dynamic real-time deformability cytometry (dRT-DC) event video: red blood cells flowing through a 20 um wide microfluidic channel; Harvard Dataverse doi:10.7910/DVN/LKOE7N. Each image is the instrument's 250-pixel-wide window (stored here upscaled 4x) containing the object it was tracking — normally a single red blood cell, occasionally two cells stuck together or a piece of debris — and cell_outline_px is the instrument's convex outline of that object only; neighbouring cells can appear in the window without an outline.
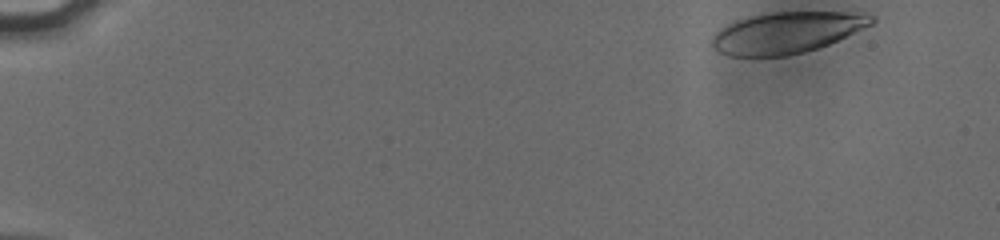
{"species": "human", "species_latin": "Homo sapiens", "temperature_condition": "cold", "stored_images_in_passage": 51, "camera_frame_rate_fps": 3000, "um_per_image_px": 0.085, "donor": {"sex": "male"}, "frame": {"image": 1, "passage_image": 1, "time_ms": 0.0, "image_size_px": [1000, 240], "cell_outline_px": [[876, 20], [872, 24], [828, 44], [804, 52], [788, 56], [728, 56], [712, 48], [712, 36], [720, 28], [736, 20], [748, 16], [768, 12], [864, 12], [876, 16]], "centroid_in_image_um": [66.86, 2.76], "position_along_channel_um": 18.1, "area_um2": 38.55}}
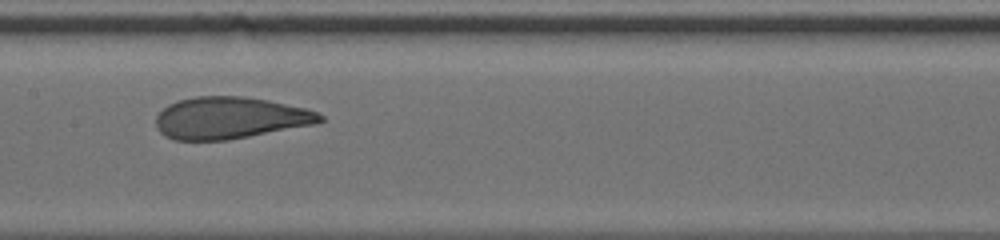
{"frame": {"image": 2, "passage_image": 26, "time_ms": 8.333, "image_size_px": [1000, 240], "cell_outline_px": [[324, 120], [316, 124], [228, 140], [172, 140], [164, 136], [156, 128], [156, 116], [168, 104], [176, 100], [196, 96], [244, 96], [268, 100], [304, 108], [316, 112], [324, 116]], "centroid_in_image_um": [19.52, 10.02], "position_along_channel_um": 187.9, "area_um2": 40.17}}
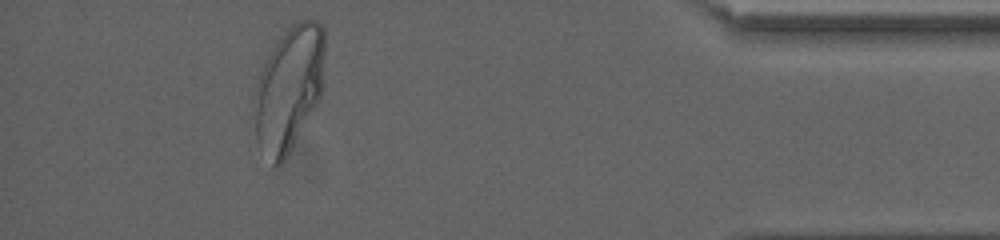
{"frame": {"image": 3, "passage_image": 47, "time_ms": 15.333, "image_size_px": [1000, 240], "cell_outline_px": [[324, 52], [320, 96], [284, 160], [276, 168], [272, 168], [256, 140], [252, 104], [252, 100], [256, 84], [260, 72], [268, 56], [284, 28], [300, 20], [316, 20], [324, 28]], "centroid_in_image_um": [24.5, 7.52], "position_along_channel_um": 410.7, "area_um2": 51.15}, "authors_computed_cell_mechanics": {"area_um2": 40.5756, "velocity_mm_per_s": 3.8015, "shape_relaxation_time_tau1_ms": 4.7086, "shape_relaxation_time_tau2_ms": 0.7644, "deformation_change_tau1": 0.1788, "deformation_change_tau2": 0.0791}}